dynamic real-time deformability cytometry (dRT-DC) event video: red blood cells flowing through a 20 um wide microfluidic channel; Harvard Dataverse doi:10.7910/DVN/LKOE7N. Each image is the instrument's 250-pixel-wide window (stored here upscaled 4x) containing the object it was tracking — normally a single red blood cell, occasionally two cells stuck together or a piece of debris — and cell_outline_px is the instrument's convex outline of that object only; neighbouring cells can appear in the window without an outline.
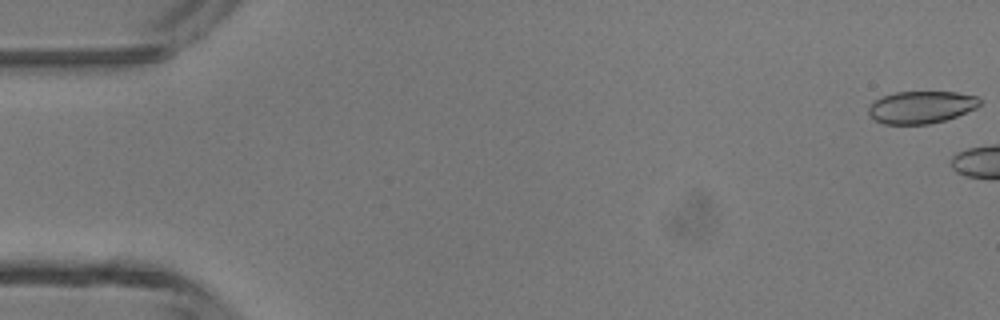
{"species": "common noctule bat (a hibernating species)", "species_latin": "Nyctalus noctula", "temperature_condition": "room temperature", "stored_images_in_passage": 4, "camera_frame_rate_fps": 3000, "um_per_image_px": 0.085, "animal": {"sex": "male", "body_mass_g": 13.3}, "frame": {"image": 1, "passage_image": 1, "time_ms": 0.0, "image_size_px": [1000, 320], "cell_outline_px": [[980, 104], [976, 108], [956, 116], [944, 120], [928, 124], [884, 124], [876, 120], [868, 112], [868, 108], [876, 100], [884, 96], [896, 92], [956, 92], [976, 96], [980, 100]], "centroid_in_image_um": [78.31, 9.11], "position_along_channel_um": 6.7, "area_um2": 20.63}}